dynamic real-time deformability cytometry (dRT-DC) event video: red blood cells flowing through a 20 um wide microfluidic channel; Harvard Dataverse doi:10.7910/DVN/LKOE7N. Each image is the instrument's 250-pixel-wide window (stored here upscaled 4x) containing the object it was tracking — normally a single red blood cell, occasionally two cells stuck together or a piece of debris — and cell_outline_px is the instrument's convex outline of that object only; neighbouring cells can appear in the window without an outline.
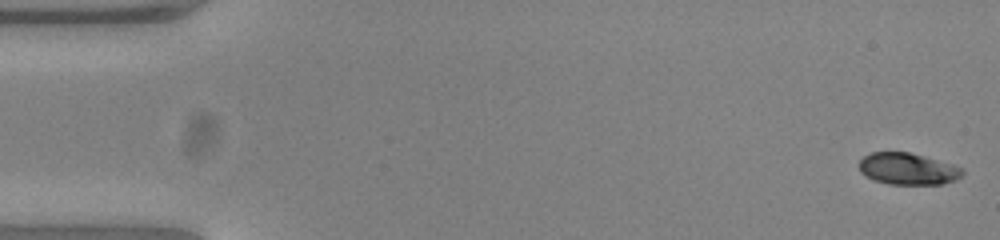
{"species": "common noctule bat (a hibernating species)", "species_latin": "Nyctalus noctula", "temperature_condition": "warm", "stored_images_in_passage": 52, "camera_frame_rate_fps": 3000, "um_per_image_px": 0.085, "animal": {"sex": "female", "body_mass_g": 23.0, "forearm_length_mm": 53.4}, "frame": {"image": 1, "passage_image": 1, "time_ms": 0.0, "image_size_px": [1000, 240], "cell_outline_px": [[964, 172], [956, 180], [940, 184], [888, 184], [872, 180], [864, 176], [860, 172], [860, 160], [864, 156], [872, 152], [908, 152], [924, 156], [952, 164], [964, 168]], "centroid_in_image_um": [77.15, 14.36], "position_along_channel_um": 7.8, "area_um2": 19.13}}
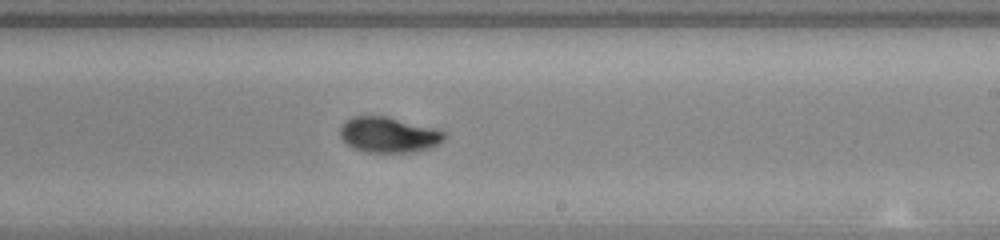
{"frame": {"image": 2, "passage_image": 31, "time_ms": 10.0, "image_size_px": [1000, 240], "cell_outline_px": [[444, 140], [440, 144], [428, 148], [412, 152], [364, 152], [352, 148], [340, 136], [340, 128], [352, 116], [388, 116], [432, 128], [444, 132]], "centroid_in_image_um": [33.02, 11.46], "position_along_channel_um": 256.0, "area_um2": 21.33}}
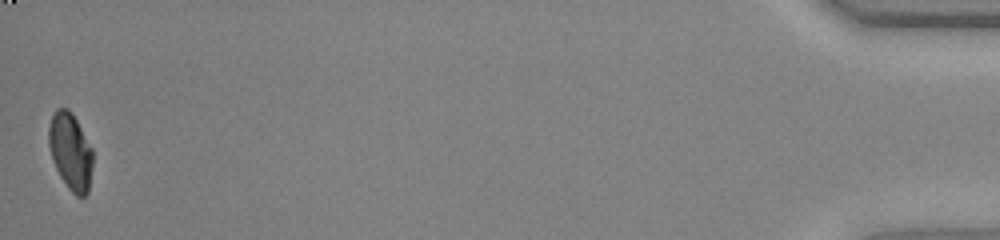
{"frame": {"image": 3, "passage_image": 52, "time_ms": 17.0, "image_size_px": [1000, 240], "cell_outline_px": [[92, 164], [88, 192], [84, 196], [76, 196], [68, 188], [60, 176], [52, 160], [48, 144], [48, 128], [52, 116], [56, 108], [68, 108], [72, 112], [92, 148]], "centroid_in_image_um": [5.97, 12.85], "position_along_channel_um": 429.2, "area_um2": 19.71}, "authors_computed_cell_mechanics": {"area_um2": 20.6346, "velocity_mm_per_s": 3.8887, "shape_relaxation_time_tau1_ms": 3.4343, "shape_relaxation_time_tau2_ms": 1.1817, "deformation_change_tau1": 0.1616, "deformation_change_tau2": 0.0393}}